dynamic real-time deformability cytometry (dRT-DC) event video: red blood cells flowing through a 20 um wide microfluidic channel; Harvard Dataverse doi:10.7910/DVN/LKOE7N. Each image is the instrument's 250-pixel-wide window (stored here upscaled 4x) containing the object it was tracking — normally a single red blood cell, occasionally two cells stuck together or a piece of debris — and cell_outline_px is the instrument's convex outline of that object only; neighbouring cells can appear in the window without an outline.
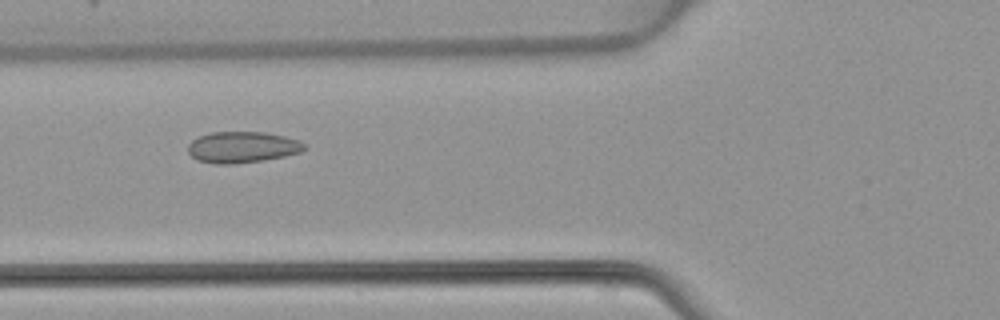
{"species": "common noctule bat (a hibernating species)", "species_latin": "Nyctalus noctula", "temperature_condition": "warm", "stored_images_in_passage": 49, "camera_frame_rate_fps": 3000, "um_per_image_px": 0.085, "animal": {"sex": "female", "body_mass_g": 22.7, "forearm_length_mm": 54.2}, "frame": {"image": 1, "passage_image": 19, "time_ms": 6.0, "image_size_px": [1000, 320], "cell_outline_px": [[308, 148], [300, 152], [284, 156], [264, 160], [236, 164], [212, 164], [196, 160], [188, 152], [188, 144], [192, 140], [200, 136], [212, 132], [264, 132], [284, 136], [300, 140]], "centroid_in_image_um": [20.59, 12.52], "position_along_channel_um": 105.2, "area_um2": 21.33}}
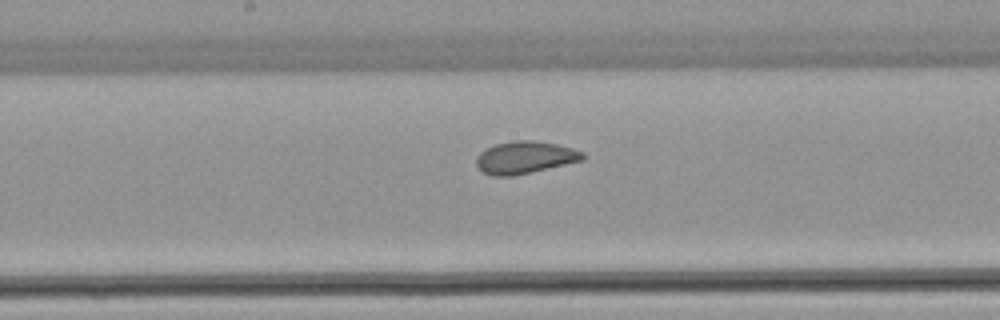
{"frame": {"image": 2, "passage_image": 26, "time_ms": 8.333, "image_size_px": [1000, 320], "cell_outline_px": [[588, 156], [584, 160], [512, 176], [492, 176], [484, 172], [476, 164], [476, 156], [480, 152], [496, 144], [512, 140], [536, 140], [556, 144], [572, 148], [584, 152]], "centroid_in_image_um": [44.65, 13.37], "position_along_channel_um": 203.5, "area_um2": 20.06}}
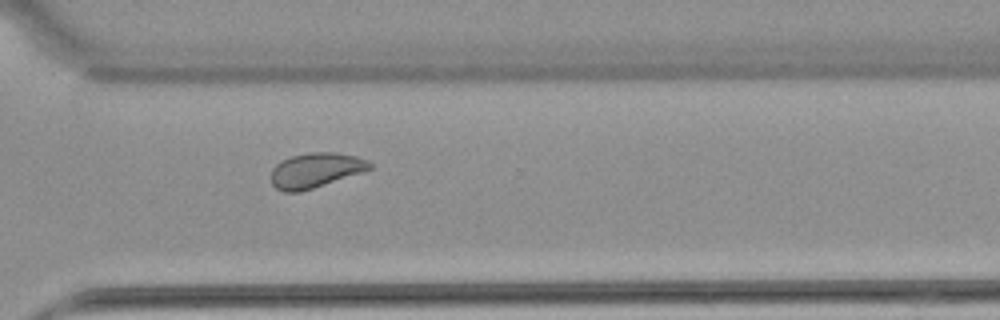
{"frame": {"image": 3, "passage_image": 36, "time_ms": 11.667, "image_size_px": [1000, 320], "cell_outline_px": [[372, 168], [300, 192], [284, 192], [276, 188], [272, 184], [272, 168], [276, 164], [292, 156], [308, 152], [336, 152], [356, 156], [368, 160], [372, 164]], "centroid_in_image_um": [26.81, 14.46], "position_along_channel_um": 343.8, "area_um2": 19.71}}